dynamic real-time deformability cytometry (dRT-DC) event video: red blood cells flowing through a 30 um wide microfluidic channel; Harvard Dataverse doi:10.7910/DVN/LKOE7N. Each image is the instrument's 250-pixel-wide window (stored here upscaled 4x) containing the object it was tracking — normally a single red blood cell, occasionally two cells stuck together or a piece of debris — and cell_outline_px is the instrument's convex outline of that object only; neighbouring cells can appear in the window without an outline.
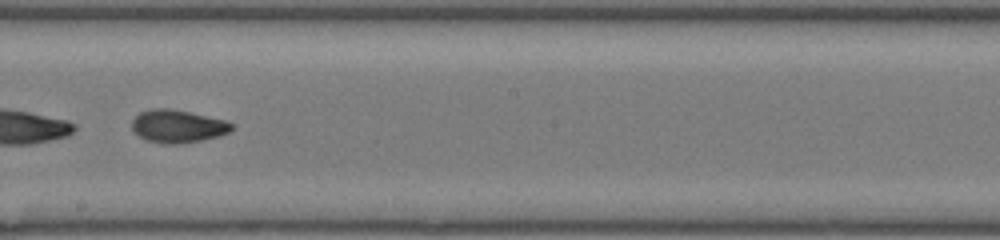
{"species": "common noctule bat (a hibernating species)", "species_latin": "Nyctalus noctula", "temperature_condition": "room temperature", "stored_images_in_passage": 47, "camera_frame_rate_fps": 3000, "um_per_image_px": 0.085, "animal": {"sex": "female", "body_mass_g": 17.0, "forearm_length_mm": 48.0}, "frame": {"image": 1, "passage_image": 27, "time_ms": 8.667, "image_size_px": [1000, 240], "cell_outline_px": [[232, 128], [228, 132], [220, 136], [200, 140], [176, 144], [160, 144], [148, 140], [140, 136], [132, 128], [132, 120], [140, 112], [152, 108], [168, 108], [188, 112], [224, 120], [232, 124]], "centroid_in_image_um": [15.08, 10.73], "position_along_channel_um": 233.1, "area_um2": 18.79}, "authors_computed_cell_mechanics": {"area_um2": 28.2642, "velocity_mm_per_s": 4.3331, "shape_relaxation_time_tau1_ms": 5.2651, "shape_relaxation_time_tau2_ms": 2.9823, "deformation_change_tau1": 0.1654, "deformation_change_tau2": 0.0865}}